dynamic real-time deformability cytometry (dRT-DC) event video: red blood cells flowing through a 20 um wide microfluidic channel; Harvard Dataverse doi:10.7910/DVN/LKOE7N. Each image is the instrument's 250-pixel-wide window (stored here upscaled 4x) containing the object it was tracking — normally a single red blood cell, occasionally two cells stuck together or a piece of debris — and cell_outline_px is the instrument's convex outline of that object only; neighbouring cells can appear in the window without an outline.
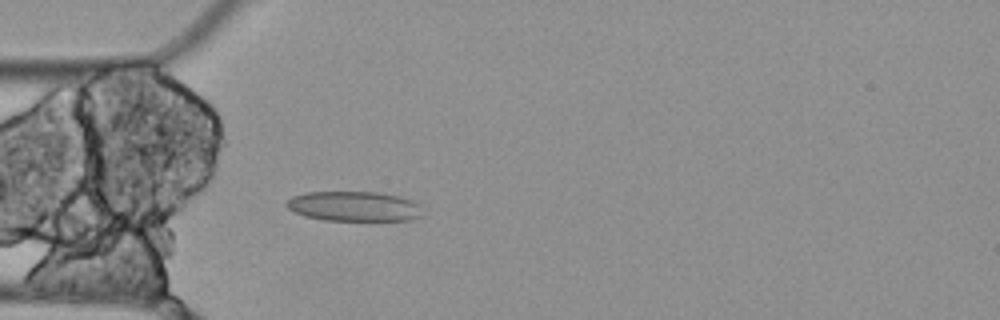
{"species": "Egyptian fruit bat (a non-hibernating species)", "species_latin": "Rousettus aegyptiacus", "temperature_condition": "cold", "stored_images_in_passage": 4, "camera_frame_rate_fps": 3000, "um_per_image_px": 0.085, "animal": {"sex": "female"}, "frame": {"image": 1, "passage_image": 4, "time_ms": 1.0, "image_size_px": [1000, 320], "cell_outline_px": [[420, 216], [412, 220], [324, 220], [304, 216], [292, 212], [284, 204], [292, 196], [304, 192], [380, 192], [400, 196], [412, 200], [420, 204]], "centroid_in_image_um": [30.06, 17.53], "position_along_channel_um": 54.9, "area_um2": 23.87}}